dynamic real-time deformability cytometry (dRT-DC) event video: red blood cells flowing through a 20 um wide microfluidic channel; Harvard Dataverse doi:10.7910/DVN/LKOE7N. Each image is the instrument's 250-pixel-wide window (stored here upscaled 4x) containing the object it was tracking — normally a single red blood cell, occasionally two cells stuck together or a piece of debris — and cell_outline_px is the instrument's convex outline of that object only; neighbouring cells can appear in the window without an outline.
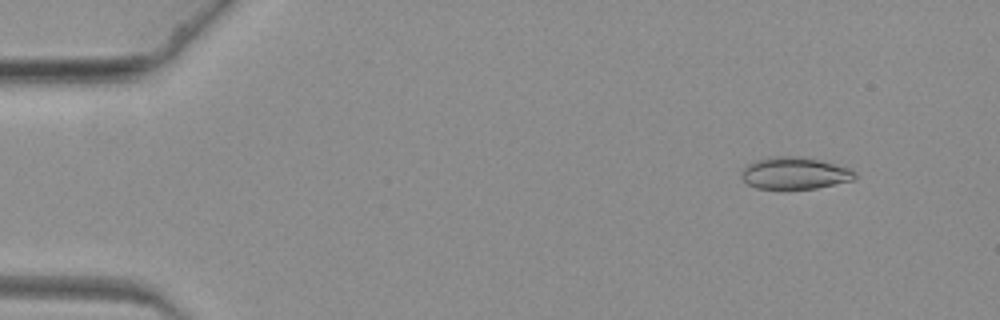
{"species": "common noctule bat (a hibernating species)", "species_latin": "Nyctalus noctula", "temperature_condition": "warm", "stored_images_in_passage": 63, "camera_frame_rate_fps": 3000, "um_per_image_px": 0.085, "animal": {"sex": "female", "body_mass_g": 19.3, "forearm_length_mm": 54.1}, "frame": {"image": 1, "passage_image": 7, "time_ms": 2.0, "image_size_px": [1000, 320], "cell_outline_px": [[856, 176], [852, 180], [816, 188], [756, 188], [748, 184], [740, 176], [740, 172], [748, 164], [756, 160], [772, 156], [808, 156], [848, 168], [856, 172]], "centroid_in_image_um": [67.53, 14.69], "position_along_channel_um": 17.5, "area_um2": 21.1}}
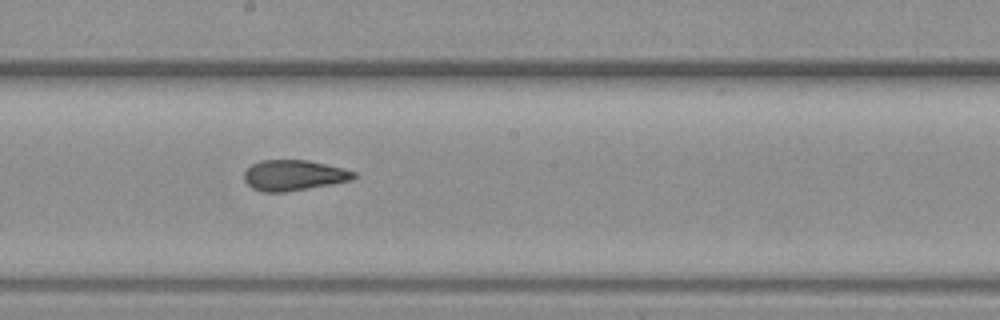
{"frame": {"image": 2, "passage_image": 36, "time_ms": 11.667, "image_size_px": [1000, 320], "cell_outline_px": [[356, 176], [352, 180], [332, 184], [284, 192], [260, 192], [252, 188], [244, 180], [244, 172], [252, 164], [260, 160], [308, 160], [356, 172]], "centroid_in_image_um": [24.93, 14.9], "position_along_channel_um": 223.3, "area_um2": 19.42}}
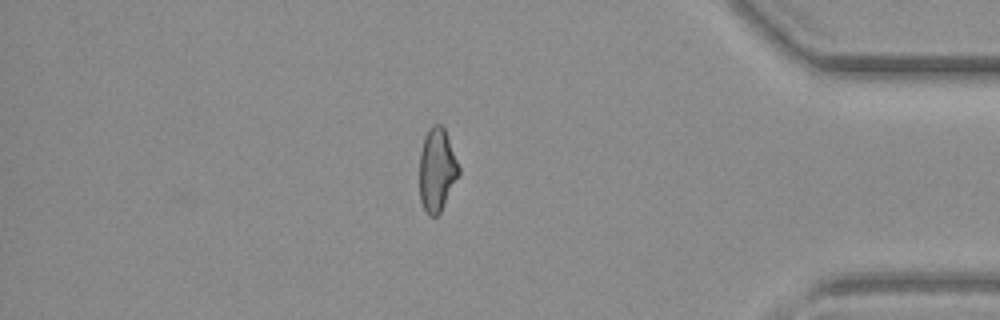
{"frame": {"image": 3, "passage_image": 55, "time_ms": 18.0, "image_size_px": [1000, 320], "cell_outline_px": [[460, 172], [440, 212], [436, 216], [428, 216], [420, 200], [420, 152], [424, 136], [428, 128], [432, 124], [440, 124], [444, 128], [460, 168]], "centroid_in_image_um": [37.12, 14.42], "position_along_channel_um": 398.1, "area_um2": 18.9}}